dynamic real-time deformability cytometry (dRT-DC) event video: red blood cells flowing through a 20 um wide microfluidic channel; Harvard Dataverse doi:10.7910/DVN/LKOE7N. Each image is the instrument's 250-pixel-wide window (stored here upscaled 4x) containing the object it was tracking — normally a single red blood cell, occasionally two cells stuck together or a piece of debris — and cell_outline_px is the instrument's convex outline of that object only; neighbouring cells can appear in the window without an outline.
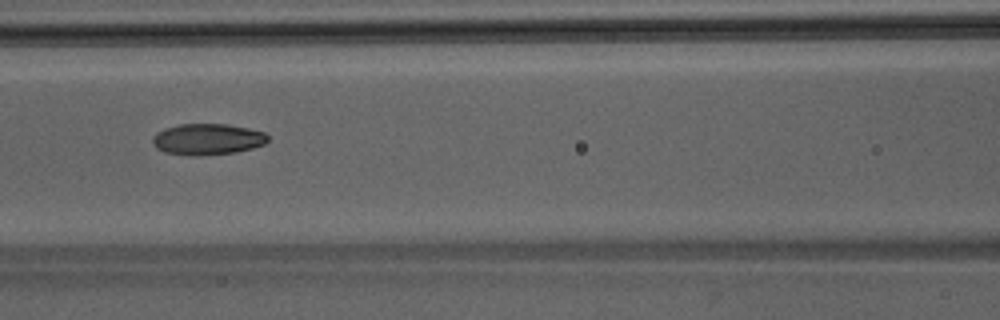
{"species": "Egyptian fruit bat (a non-hibernating species)", "species_latin": "Rousettus aegyptiacus", "temperature_condition": "room temperature", "stored_images_in_passage": 42, "camera_frame_rate_fps": 3000, "um_per_image_px": 0.085, "animal": {"sex": "male"}, "frame": {"image": 1, "passage_image": 16, "time_ms": 5.0, "image_size_px": [1000, 320], "cell_outline_px": [[268, 140], [264, 144], [252, 148], [236, 152], [196, 156], [164, 152], [156, 148], [152, 144], [152, 136], [156, 132], [164, 128], [180, 124], [228, 124], [248, 128], [264, 132], [268, 136]], "centroid_in_image_um": [17.6, 11.83], "position_along_channel_um": 149.0, "area_um2": 21.04}}
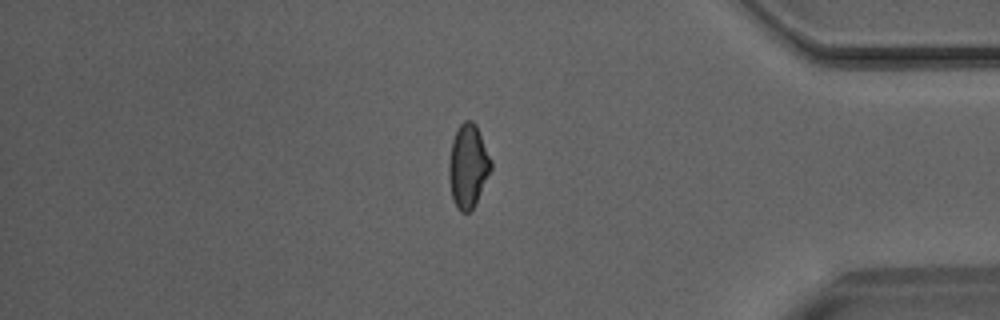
{"frame": {"image": 2, "passage_image": 35, "time_ms": 11.333, "image_size_px": [1000, 320], "cell_outline_px": [[492, 168], [472, 208], [468, 212], [460, 212], [456, 208], [452, 200], [448, 176], [448, 164], [452, 140], [460, 124], [464, 120], [472, 120], [476, 124], [492, 160]], "centroid_in_image_um": [39.76, 14.09], "position_along_channel_um": 395.4, "area_um2": 20.46}}
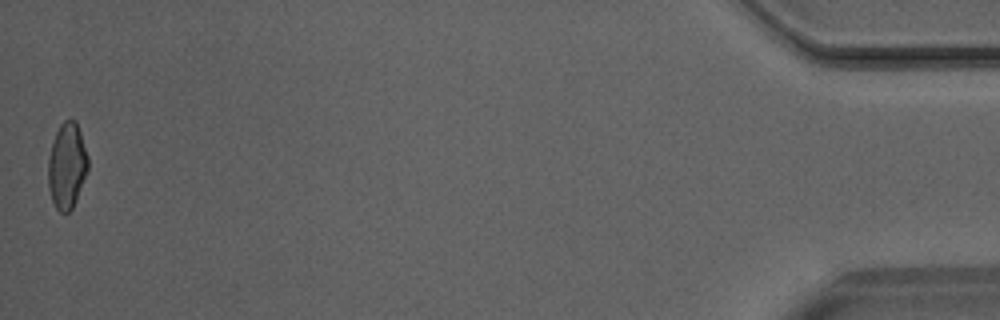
{"frame": {"image": 3, "passage_image": 42, "time_ms": 13.667, "image_size_px": [1000, 320], "cell_outline_px": [[88, 172], [76, 200], [72, 208], [68, 212], [60, 212], [56, 208], [52, 200], [48, 188], [48, 156], [56, 132], [60, 124], [64, 120], [76, 120], [88, 156]], "centroid_in_image_um": [5.69, 14.09], "position_along_channel_um": 429.5, "area_um2": 20.0}}